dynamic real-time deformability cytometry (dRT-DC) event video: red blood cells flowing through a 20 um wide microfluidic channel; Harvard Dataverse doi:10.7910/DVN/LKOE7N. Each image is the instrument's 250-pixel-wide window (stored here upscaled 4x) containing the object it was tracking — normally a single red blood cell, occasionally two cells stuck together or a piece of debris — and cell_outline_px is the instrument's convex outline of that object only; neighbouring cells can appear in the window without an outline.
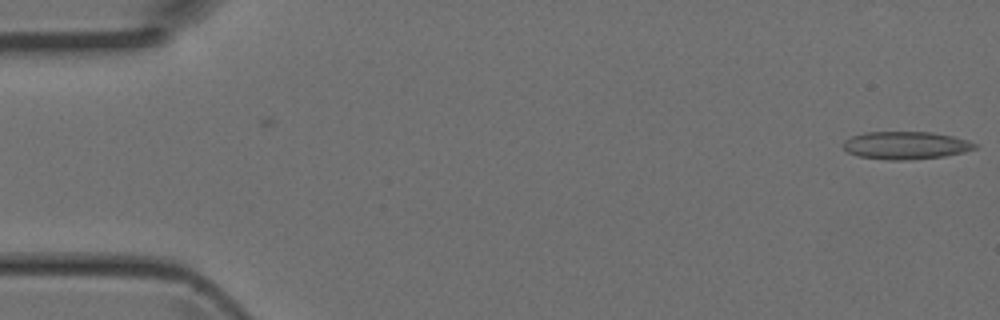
{"species": "Egyptian fruit bat (a non-hibernating species)", "species_latin": "Rousettus aegyptiacus", "temperature_condition": "room temperature", "stored_images_in_passage": 2, "camera_frame_rate_fps": 3000, "um_per_image_px": 0.085, "animal": {"sex": "female"}, "frame": {"image": 1, "passage_image": 2, "time_ms": 0.333, "image_size_px": [1000, 320], "cell_outline_px": [[976, 148], [964, 152], [944, 156], [900, 160], [888, 160], [856, 156], [848, 152], [844, 148], [844, 140], [852, 136], [864, 132], [932, 132], [952, 136], [968, 140], [976, 144]], "centroid_in_image_um": [76.97, 12.35], "position_along_channel_um": 8.0, "area_um2": 21.15}}